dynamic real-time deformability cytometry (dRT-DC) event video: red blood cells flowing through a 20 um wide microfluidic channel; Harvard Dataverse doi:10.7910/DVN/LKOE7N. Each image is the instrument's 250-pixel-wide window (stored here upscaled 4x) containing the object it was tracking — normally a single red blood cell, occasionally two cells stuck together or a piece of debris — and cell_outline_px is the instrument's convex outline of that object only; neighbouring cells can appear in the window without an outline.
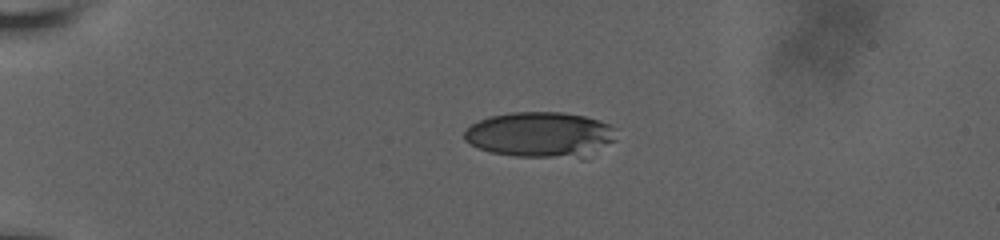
{"species": "human", "species_latin": "Homo sapiens", "temperature_condition": "room temperature", "stored_images_in_passage": 45, "camera_frame_rate_fps": 3000, "um_per_image_px": 0.085, "donor": {"sex": "male"}, "frame": {"image": 1, "passage_image": 1, "time_ms": 0.0, "image_size_px": [1000, 240], "cell_outline_px": [[616, 140], [584, 160], [516, 156], [492, 152], [476, 148], [464, 140], [464, 132], [472, 124], [488, 116], [512, 112], [564, 112], [584, 116], [608, 124], [616, 128]], "centroid_in_image_um": [45.99, 11.48], "position_along_channel_um": 39.0, "area_um2": 41.15}}
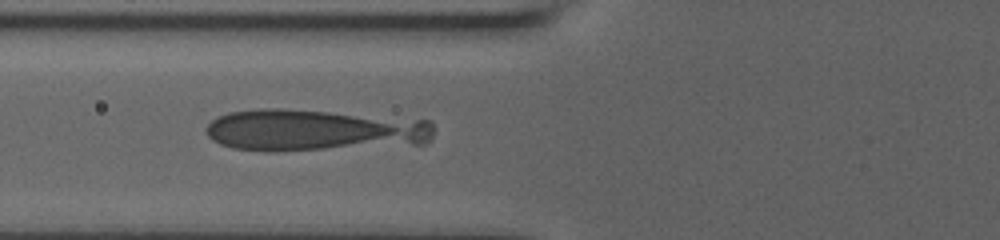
{"frame": {"image": 2, "passage_image": 11, "time_ms": 3.333, "image_size_px": [1000, 240], "cell_outline_px": [[432, 136], [424, 144], [276, 152], [268, 152], [232, 148], [220, 144], [212, 140], [204, 132], [204, 128], [212, 120], [220, 116], [232, 112], [260, 108], [280, 108], [432, 120]], "centroid_in_image_um": [26.65, 11.08], "position_along_channel_um": 99.1, "area_um2": 55.95}}
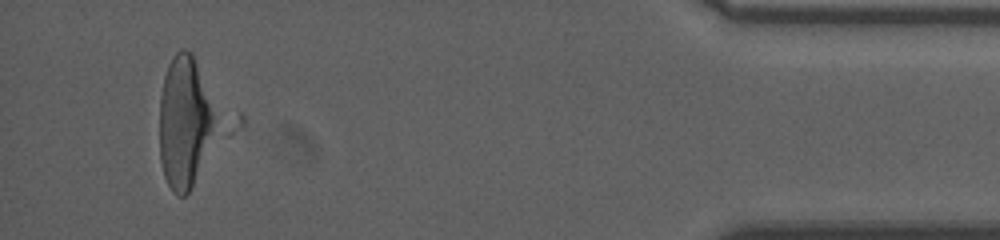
{"frame": {"image": 3, "passage_image": 42, "time_ms": 13.667, "image_size_px": [1000, 240], "cell_outline_px": [[212, 132], [192, 184], [188, 192], [184, 196], [176, 196], [172, 192], [164, 176], [160, 160], [160, 96], [164, 76], [168, 64], [172, 56], [180, 48], [184, 48], [192, 52], [212, 112]], "centroid_in_image_um": [15.57, 10.37], "position_along_channel_um": 419.6, "area_um2": 40.92}, "authors_computed_cell_mechanics": {"area_um2": 38.9572, "velocity_mm_per_s": 3.6499, "shape_relaxation_time_tau1_ms": 4.8518, "shape_relaxation_time_tau2_ms": null, "deformation_change_tau1": null, "deformation_change_tau2": null}}